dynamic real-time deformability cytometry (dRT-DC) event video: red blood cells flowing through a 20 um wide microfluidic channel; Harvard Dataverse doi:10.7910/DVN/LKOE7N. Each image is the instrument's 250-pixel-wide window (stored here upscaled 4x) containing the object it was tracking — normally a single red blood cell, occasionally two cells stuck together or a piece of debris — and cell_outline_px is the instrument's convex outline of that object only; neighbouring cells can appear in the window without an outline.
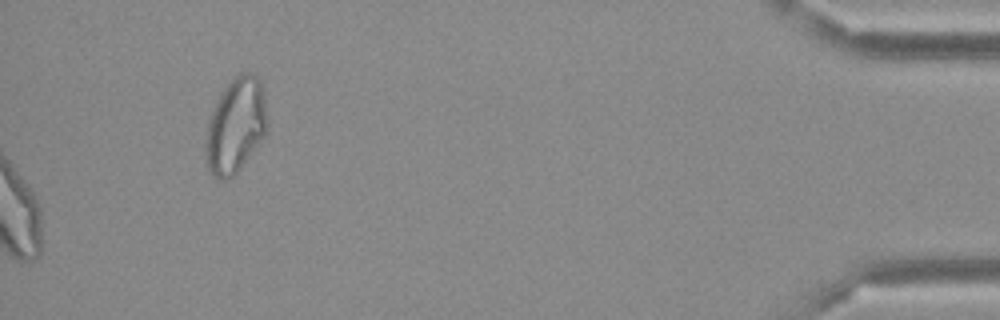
{"species": "Egyptian fruit bat (a non-hibernating species)", "species_latin": "Rousettus aegyptiacus", "temperature_condition": "cold", "stored_images_in_passage": 48, "camera_frame_rate_fps": 3000, "um_per_image_px": 0.085, "frame": {"image": 1, "passage_image": 48, "time_ms": 15.667, "image_size_px": [1000, 320], "cell_outline_px": [[268, 128], [264, 136], [240, 168], [228, 180], [220, 180], [208, 168], [204, 148], [204, 144], [208, 120], [212, 108], [216, 100], [228, 84], [236, 76], [244, 72], [252, 72], [260, 80], [264, 92], [268, 124]], "centroid_in_image_um": [20.03, 10.66], "position_along_channel_um": 415.2, "area_um2": 34.16}}